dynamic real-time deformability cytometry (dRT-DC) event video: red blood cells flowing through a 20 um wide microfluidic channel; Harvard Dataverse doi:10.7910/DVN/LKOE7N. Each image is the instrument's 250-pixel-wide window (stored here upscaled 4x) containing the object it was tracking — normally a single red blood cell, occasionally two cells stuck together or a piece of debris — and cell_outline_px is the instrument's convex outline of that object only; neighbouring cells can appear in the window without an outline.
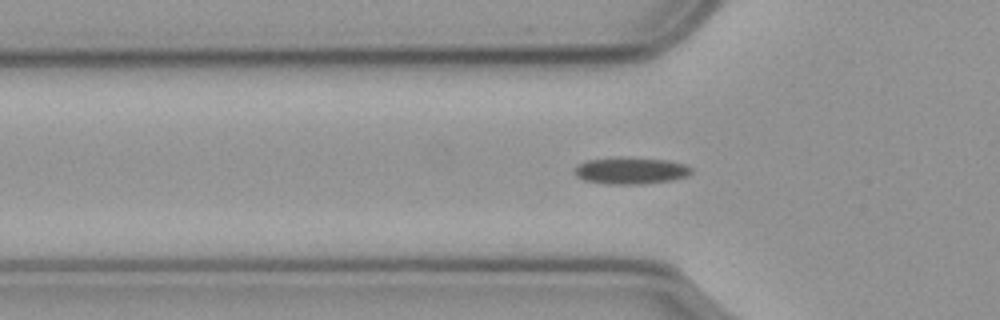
{"species": "common noctule bat (a hibernating species)", "species_latin": "Nyctalus noctula", "temperature_condition": "cold", "stored_images_in_passage": 38, "camera_frame_rate_fps": 3000, "um_per_image_px": 0.085, "animal": {"sex": "male", "body_mass_g": 23.1, "forearm_length_mm": 52.7}, "frame": {"image": 1, "passage_image": 2, "time_ms": 0.333, "image_size_px": [1000, 320], "cell_outline_px": [[692, 172], [688, 176], [672, 180], [644, 184], [604, 184], [584, 180], [576, 176], [576, 168], [580, 164], [588, 160], [620, 156], [664, 160], [684, 164], [692, 168]], "centroid_in_image_um": [53.63, 14.51], "position_along_channel_um": 72.2, "area_um2": 18.26}}
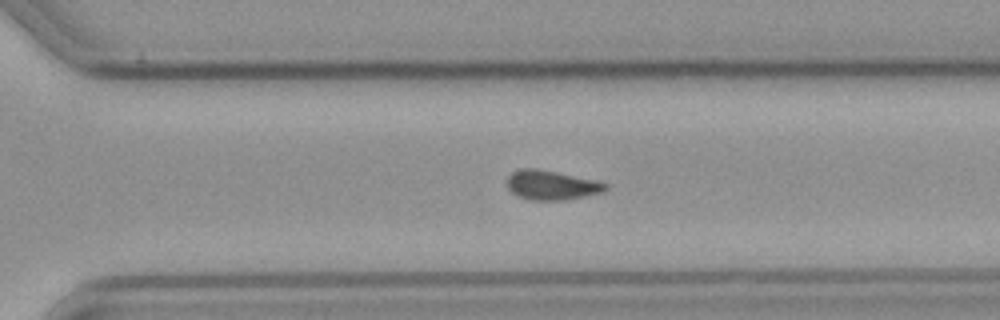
{"frame": {"image": 2, "passage_image": 23, "time_ms": 7.333, "image_size_px": [1000, 320], "cell_outline_px": [[608, 188], [600, 192], [568, 200], [532, 200], [516, 196], [508, 188], [508, 176], [512, 172], [528, 168], [536, 168], [596, 180], [608, 184]], "centroid_in_image_um": [46.88, 15.74], "position_along_channel_um": 323.7, "area_um2": 16.7}}
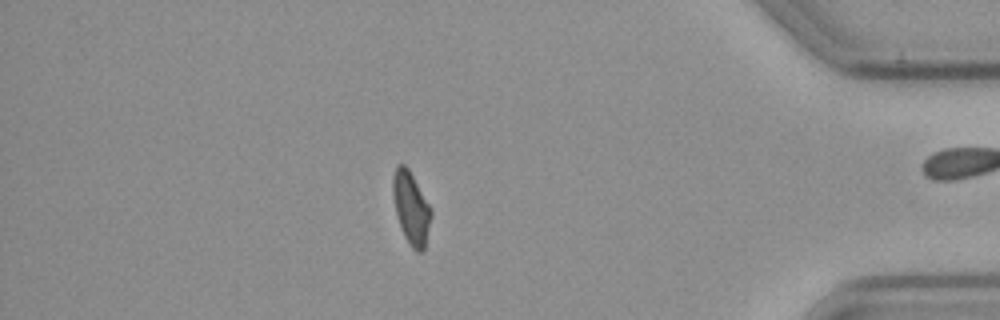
{"frame": {"image": 3, "passage_image": 33, "time_ms": 10.667, "image_size_px": [1000, 320], "cell_outline_px": [[432, 216], [424, 252], [416, 252], [412, 248], [404, 236], [400, 228], [396, 212], [392, 192], [392, 180], [396, 168], [400, 164], [404, 164], [408, 168], [428, 204], [432, 212]], "centroid_in_image_um": [34.94, 17.74], "position_along_channel_um": 400.3, "area_um2": 15.95}}